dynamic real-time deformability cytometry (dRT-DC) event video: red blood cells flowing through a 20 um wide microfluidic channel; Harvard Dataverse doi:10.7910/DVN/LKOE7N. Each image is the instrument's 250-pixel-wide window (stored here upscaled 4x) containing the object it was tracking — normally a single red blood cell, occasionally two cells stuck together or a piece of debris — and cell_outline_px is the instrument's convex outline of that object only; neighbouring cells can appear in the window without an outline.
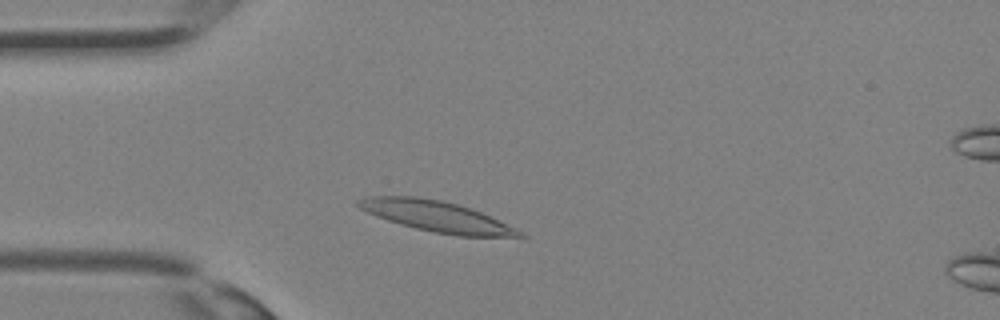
{"species": "Egyptian fruit bat (a non-hibernating species)", "species_latin": "Rousettus aegyptiacus", "temperature_condition": "room temperature", "stored_images_in_passage": 30, "camera_frame_rate_fps": 3000, "um_per_image_px": 0.085, "animal": {"sex": "female"}, "frame": {"image": 1, "passage_image": 5, "time_ms": 1.333, "image_size_px": [1000, 320], "cell_outline_px": [[528, 236], [456, 236], [432, 232], [400, 224], [376, 216], [360, 208], [356, 204], [356, 200], [368, 196], [416, 196], [440, 200], [456, 204], [480, 212], [516, 228], [524, 232]], "centroid_in_image_um": [37.07, 18.39], "position_along_channel_um": 47.9, "area_um2": 28.5}}
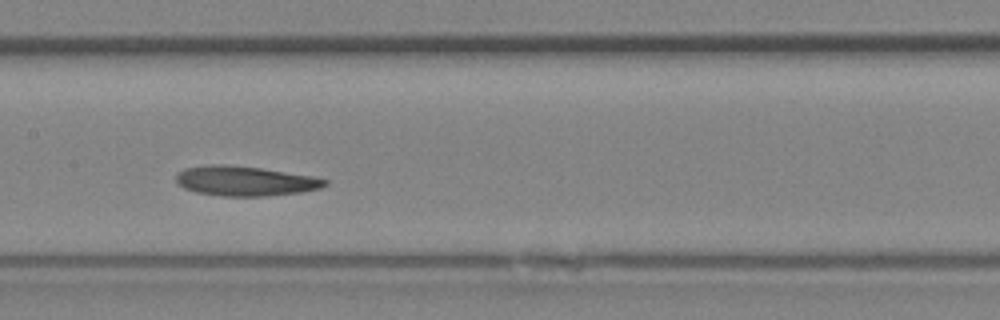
{"frame": {"image": 2, "passage_image": 13, "time_ms": 4.0, "image_size_px": [1000, 320], "cell_outline_px": [[328, 184], [320, 188], [300, 192], [268, 196], [220, 196], [196, 192], [184, 188], [176, 184], [176, 176], [184, 168], [212, 164], [224, 164], [260, 168], [312, 176], [328, 180]], "centroid_in_image_um": [20.81, 15.39], "position_along_channel_um": 186.6, "area_um2": 25.78}}
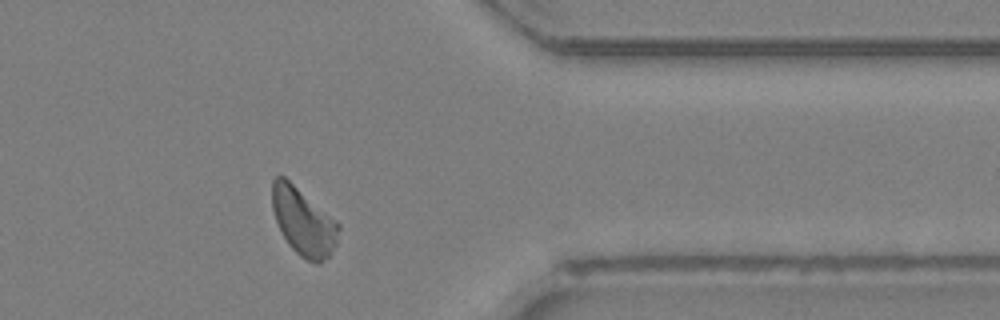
{"frame": {"image": 3, "passage_image": 24, "time_ms": 7.667, "image_size_px": [1000, 320], "cell_outline_px": [[340, 228], [336, 244], [328, 256], [320, 264], [316, 264], [300, 256], [288, 244], [276, 220], [272, 208], [272, 180], [276, 176], [284, 176], [336, 220], [340, 224]], "centroid_in_image_um": [25.79, 18.84], "position_along_channel_um": 385.6, "area_um2": 25.84}}